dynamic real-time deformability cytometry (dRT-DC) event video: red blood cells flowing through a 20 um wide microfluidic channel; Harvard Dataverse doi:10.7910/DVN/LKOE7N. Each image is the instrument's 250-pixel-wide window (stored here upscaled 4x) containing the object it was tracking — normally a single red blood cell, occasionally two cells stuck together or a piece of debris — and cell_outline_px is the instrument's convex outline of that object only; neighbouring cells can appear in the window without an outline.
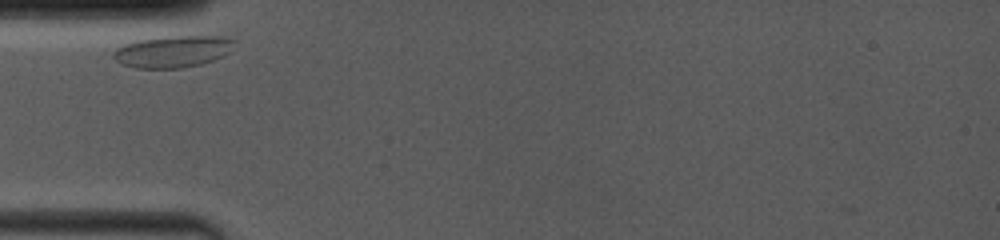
{"species": "common noctule bat (a hibernating species)", "species_latin": "Nyctalus noctula", "temperature_condition": "room temperature", "stored_images_in_passage": 2, "camera_frame_rate_fps": 4000, "um_per_image_px": 0.085, "animal": {"sex": "female", "body_mass_g": 19.0, "forearm_length_mm": 53.3}, "frame": {"image": 1, "passage_image": 1, "time_ms": 0.0, "image_size_px": [1000, 240], "cell_outline_px": [[236, 40], [228, 52], [212, 60], [200, 64], [180, 68], [136, 68], [120, 64], [112, 56], [112, 52], [116, 48], [124, 44], [136, 40], [164, 36], [224, 36]], "centroid_in_image_um": [14.63, 4.37], "position_along_channel_um": 70.4, "area_um2": 22.43}}